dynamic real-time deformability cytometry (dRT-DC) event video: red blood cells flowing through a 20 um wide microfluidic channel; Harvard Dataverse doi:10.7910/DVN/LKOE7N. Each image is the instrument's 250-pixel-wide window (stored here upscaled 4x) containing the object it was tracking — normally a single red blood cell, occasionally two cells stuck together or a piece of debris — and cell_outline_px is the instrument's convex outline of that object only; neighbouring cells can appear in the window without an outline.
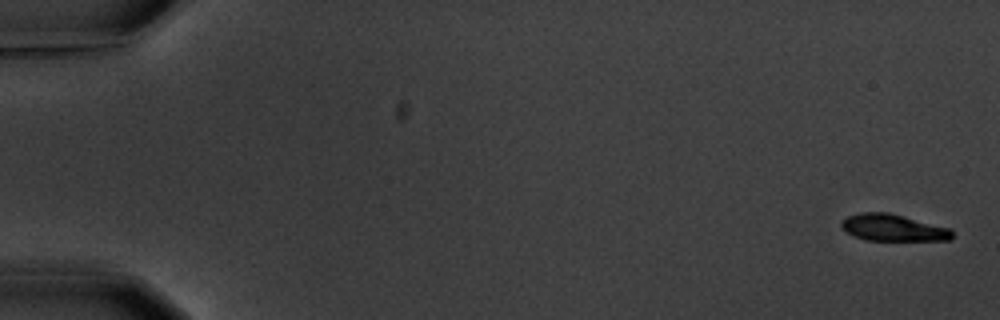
{"species": "common noctule bat (a hibernating species)", "species_latin": "Nyctalus noctula", "temperature_condition": "warm", "stored_images_in_passage": 6, "camera_frame_rate_fps": 3000, "um_per_image_px": 0.085, "animal": {"sex": "male", "body_mass_g": 20.1, "forearm_length_mm": 53.5}, "frame": {"image": 1, "passage_image": 1, "time_ms": 0.0, "image_size_px": [1000, 320], "cell_outline_px": [[952, 236], [948, 240], [864, 240], [848, 232], [840, 224], [840, 220], [848, 216], [860, 212], [888, 212], [904, 216], [948, 228], [952, 232]], "centroid_in_image_um": [75.86, 19.34], "position_along_channel_um": 9.1, "area_um2": 16.99}}
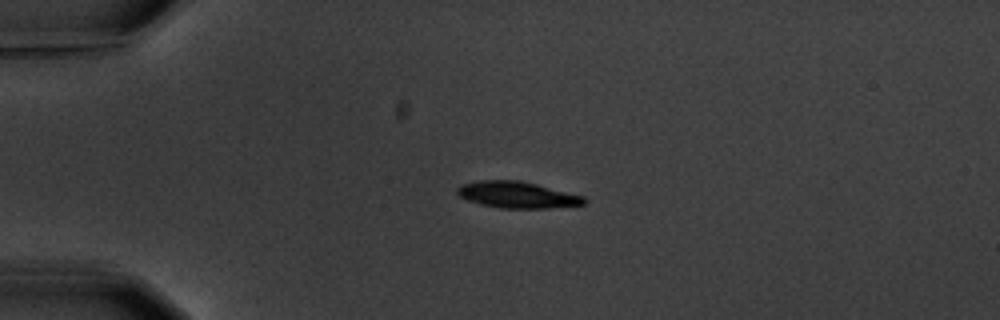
{"frame": {"image": 2, "passage_image": 5, "time_ms": 4.333, "image_size_px": [1000, 320], "cell_outline_px": [[588, 200], [584, 204], [548, 208], [500, 208], [480, 204], [468, 200], [460, 196], [456, 192], [456, 188], [460, 184], [480, 180], [520, 180], [584, 196]], "centroid_in_image_um": [43.94, 16.55], "position_along_channel_um": 41.1, "area_um2": 19.54}}